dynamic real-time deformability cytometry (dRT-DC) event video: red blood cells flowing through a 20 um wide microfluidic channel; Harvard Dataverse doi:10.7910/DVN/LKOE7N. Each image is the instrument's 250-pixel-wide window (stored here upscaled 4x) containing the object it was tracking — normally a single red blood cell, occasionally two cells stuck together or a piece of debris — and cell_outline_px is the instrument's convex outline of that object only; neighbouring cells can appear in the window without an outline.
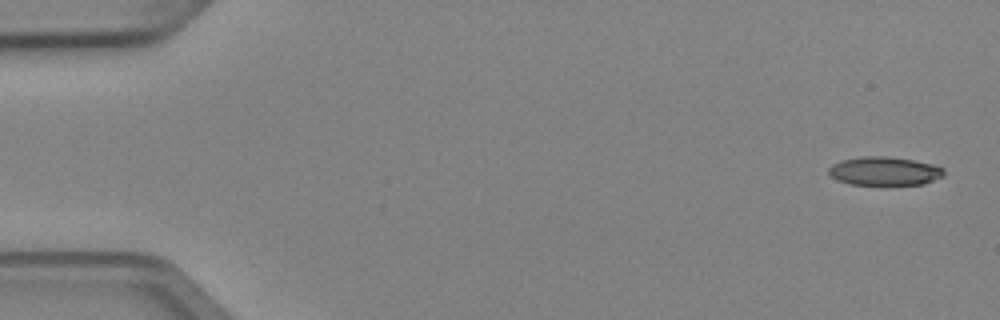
{"species": "Egyptian fruit bat (a non-hibernating species)", "species_latin": "Rousettus aegyptiacus", "temperature_condition": "cold", "stored_images_in_passage": 6, "camera_frame_rate_fps": 3000, "um_per_image_px": 0.085, "animal": {"sex": "female"}, "frame": {"image": 1, "passage_image": 1, "time_ms": 0.0, "image_size_px": [1000, 320], "cell_outline_px": [[944, 176], [924, 184], [884, 188], [852, 184], [836, 180], [828, 172], [828, 168], [832, 164], [844, 160], [864, 156], [888, 156], [912, 160], [932, 164], [944, 168]], "centroid_in_image_um": [75.2, 14.6], "position_along_channel_um": 9.8, "area_um2": 20.06}}
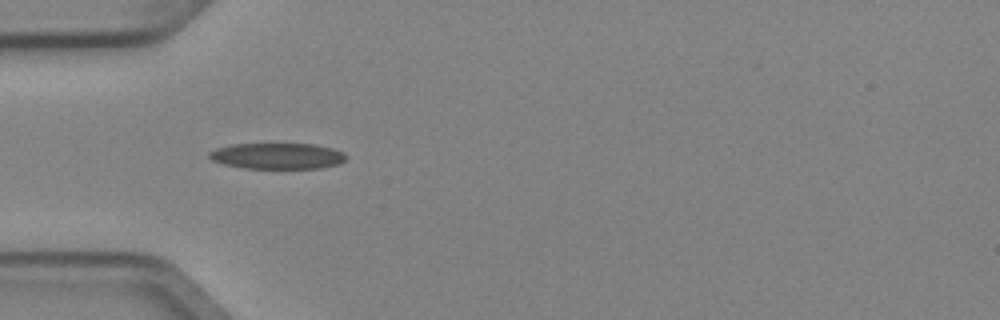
{"frame": {"image": 2, "passage_image": 5, "time_ms": 1.333, "image_size_px": [1000, 320], "cell_outline_px": [[344, 160], [340, 164], [320, 168], [244, 168], [224, 164], [212, 160], [208, 156], [208, 152], [216, 148], [232, 144], [312, 144], [332, 148], [344, 152]], "centroid_in_image_um": [23.55, 13.26], "position_along_channel_um": 61.4, "area_um2": 20.63}}
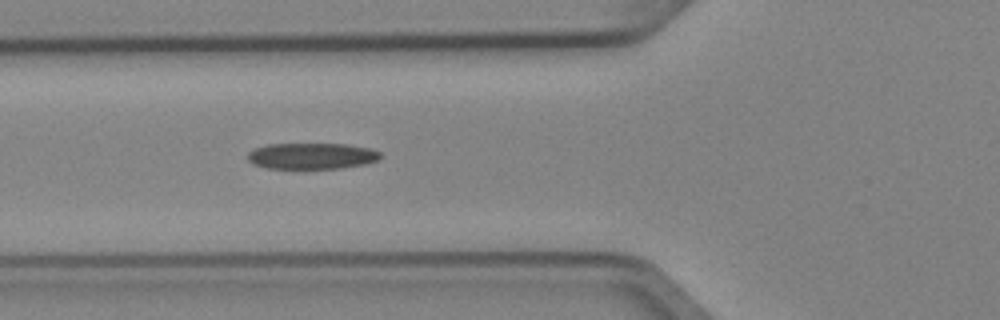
{"frame": {"image": 3, "passage_image": 6, "time_ms": 1.667, "image_size_px": [1000, 320], "cell_outline_px": [[380, 156], [376, 160], [364, 164], [340, 168], [264, 168], [252, 164], [248, 160], [248, 152], [252, 148], [268, 144], [348, 144], [372, 148], [380, 152]], "centroid_in_image_um": [26.45, 13.25], "position_along_channel_um": 99.3, "area_um2": 20.29}}